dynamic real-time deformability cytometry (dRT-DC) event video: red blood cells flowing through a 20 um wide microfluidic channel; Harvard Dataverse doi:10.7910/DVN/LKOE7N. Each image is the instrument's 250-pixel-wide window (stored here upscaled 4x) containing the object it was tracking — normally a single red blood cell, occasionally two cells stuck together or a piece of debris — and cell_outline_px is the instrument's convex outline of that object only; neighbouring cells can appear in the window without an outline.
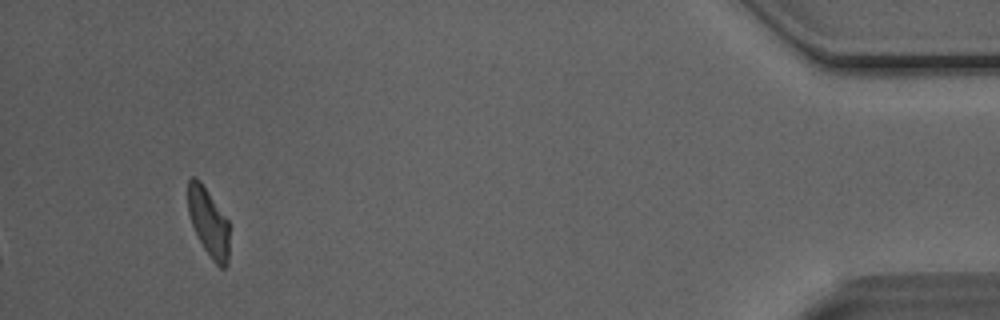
{"species": "Egyptian fruit bat (a non-hibernating species)", "species_latin": "Rousettus aegyptiacus", "temperature_condition": "room temperature", "stored_images_in_passage": 28, "camera_frame_rate_fps": 3000, "um_per_image_px": 0.085, "animal": {"sex": "male"}, "frame": {"image": 1, "passage_image": 28, "time_ms": 9.0, "image_size_px": [1000, 320], "cell_outline_px": [[228, 264], [224, 268], [220, 268], [212, 260], [204, 248], [192, 224], [188, 212], [188, 180], [192, 176], [196, 176], [200, 180], [228, 220]], "centroid_in_image_um": [17.72, 18.88], "position_along_channel_um": 417.5, "area_um2": 16.3}}